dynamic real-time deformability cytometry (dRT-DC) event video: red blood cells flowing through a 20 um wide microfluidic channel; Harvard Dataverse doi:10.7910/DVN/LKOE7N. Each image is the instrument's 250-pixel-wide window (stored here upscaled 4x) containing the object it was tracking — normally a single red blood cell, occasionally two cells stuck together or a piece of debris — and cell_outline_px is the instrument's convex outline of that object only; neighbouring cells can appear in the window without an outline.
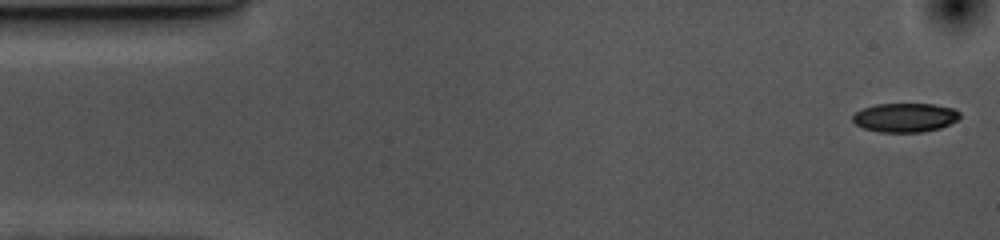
{"species": "common noctule bat (a hibernating species)", "species_latin": "Nyctalus noctula", "temperature_condition": "cold", "stored_images_in_passage": 55, "camera_frame_rate_fps": 3000, "um_per_image_px": 0.085, "animal": {"sex": "female", "body_mass_g": 10.0, "forearm_length_mm": 53.1}, "frame": {"image": 1, "passage_image": 1, "time_ms": 0.0, "image_size_px": [1000, 240], "cell_outline_px": [[960, 116], [956, 120], [940, 128], [924, 132], [880, 132], [864, 128], [856, 124], [852, 120], [852, 116], [856, 112], [864, 108], [876, 104], [932, 104], [956, 108], [960, 112]], "centroid_in_image_um": [76.94, 9.99], "position_along_channel_um": 8.1, "area_um2": 18.09}}
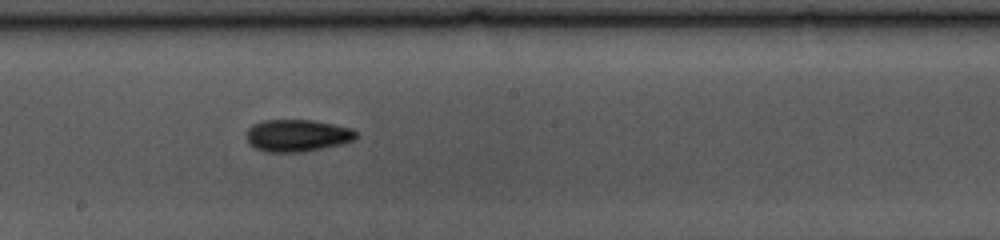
{"frame": {"image": 2, "passage_image": 28, "time_ms": 9.0, "image_size_px": [1000, 240], "cell_outline_px": [[356, 136], [352, 140], [344, 144], [304, 152], [264, 152], [248, 144], [248, 128], [252, 124], [264, 120], [312, 120], [352, 128], [356, 132]], "centroid_in_image_um": [25.26, 11.53], "position_along_channel_um": 222.9, "area_um2": 20.58}}
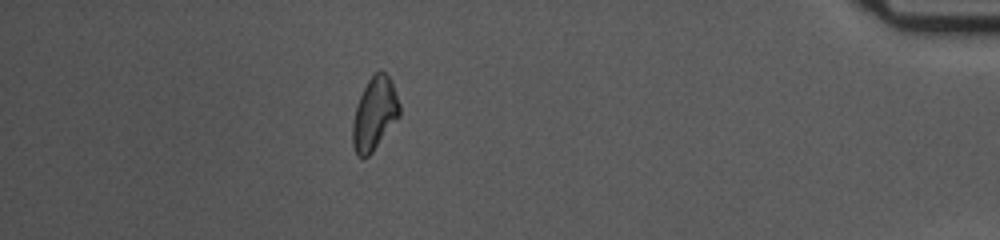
{"frame": {"image": 3, "passage_image": 48, "time_ms": 15.667, "image_size_px": [1000, 240], "cell_outline_px": [[400, 116], [372, 152], [368, 156], [356, 156], [352, 144], [352, 124], [356, 104], [368, 80], [380, 68], [392, 80], [400, 104]], "centroid_in_image_um": [31.83, 9.65], "position_along_channel_um": 403.4, "area_um2": 20.0}}